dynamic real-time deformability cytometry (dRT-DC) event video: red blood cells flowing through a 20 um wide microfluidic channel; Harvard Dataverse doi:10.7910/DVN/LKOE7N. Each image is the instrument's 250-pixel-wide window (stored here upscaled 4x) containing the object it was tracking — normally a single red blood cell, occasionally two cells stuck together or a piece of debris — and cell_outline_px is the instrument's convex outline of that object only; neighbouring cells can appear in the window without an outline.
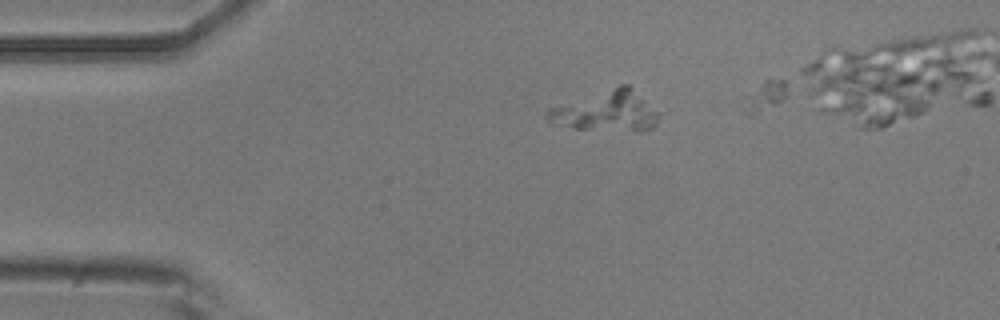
{"species": "common noctule bat (a hibernating species)", "species_latin": "Nyctalus noctula", "temperature_condition": "room temperature", "stored_images_in_passage": 4, "camera_frame_rate_fps": 3000, "um_per_image_px": 0.085, "animal": {"sex": "male", "body_mass_g": 20.5, "forearm_length_mm": 52.5}, "frame": {"image": 1, "passage_image": 1, "time_ms": 0.0, "image_size_px": [1000, 320], "cell_outline_px": [[660, 112], [656, 124], [652, 128], [644, 132], [636, 132], [576, 128], [552, 124], [544, 120], [544, 112], [548, 108], [620, 84], [628, 84]], "centroid_in_image_um": [51.54, 9.47], "position_along_channel_um": 33.5, "area_um2": 26.82}}